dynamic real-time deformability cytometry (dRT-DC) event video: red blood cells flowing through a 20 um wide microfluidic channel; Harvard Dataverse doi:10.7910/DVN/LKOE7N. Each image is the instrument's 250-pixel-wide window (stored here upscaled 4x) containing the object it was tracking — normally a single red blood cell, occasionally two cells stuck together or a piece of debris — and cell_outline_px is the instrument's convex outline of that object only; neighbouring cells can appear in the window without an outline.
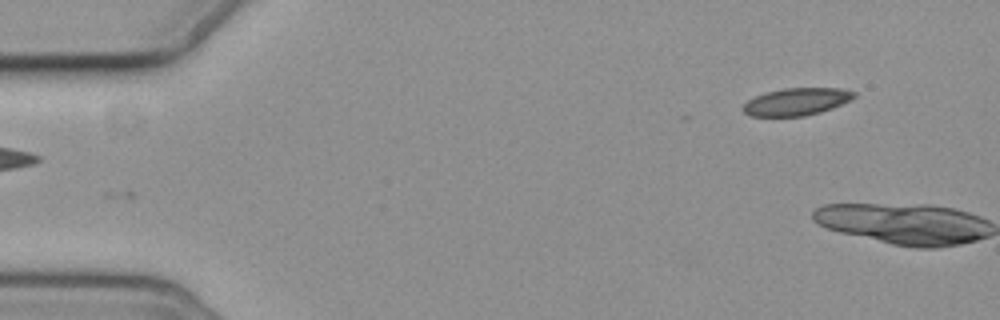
{"species": "common noctule bat (a hibernating species)", "species_latin": "Nyctalus noctula", "temperature_condition": "cold", "stored_images_in_passage": 3, "camera_frame_rate_fps": 3000, "um_per_image_px": 0.085, "animal": {"sex": "female", "body_mass_g": 19.3, "forearm_length_mm": 54.1}, "frame": {"image": 1, "passage_image": 3, "time_ms": 2.333, "image_size_px": [1000, 320], "cell_outline_px": [[856, 96], [852, 100], [832, 108], [820, 112], [804, 116], [752, 116], [744, 112], [744, 104], [748, 100], [764, 92], [784, 88], [840, 88], [856, 92]], "centroid_in_image_um": [67.74, 8.63], "position_along_channel_um": 17.3, "area_um2": 17.69}}